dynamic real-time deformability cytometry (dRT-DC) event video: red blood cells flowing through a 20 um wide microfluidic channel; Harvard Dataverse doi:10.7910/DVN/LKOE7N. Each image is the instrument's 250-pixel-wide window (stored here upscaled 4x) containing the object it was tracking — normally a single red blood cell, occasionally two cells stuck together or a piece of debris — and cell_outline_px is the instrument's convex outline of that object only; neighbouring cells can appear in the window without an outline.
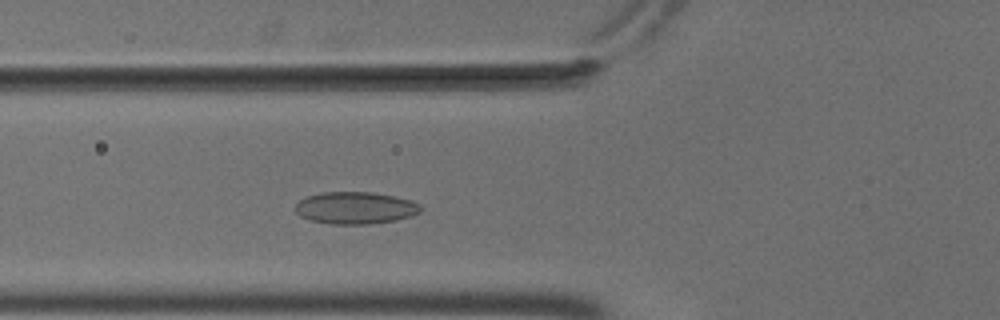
{"species": "common noctule bat (a hibernating species)", "species_latin": "Nyctalus noctula", "temperature_condition": "cold", "stored_images_in_passage": 48, "camera_frame_rate_fps": 3000, "um_per_image_px": 0.085, "animal": {"sex": "male", "body_mass_g": 18.8}, "frame": {"image": 1, "passage_image": 14, "time_ms": 4.333, "image_size_px": [1000, 320], "cell_outline_px": [[420, 212], [412, 216], [396, 220], [368, 224], [332, 224], [312, 220], [300, 216], [292, 208], [300, 200], [308, 196], [324, 192], [372, 192], [396, 196], [420, 204]], "centroid_in_image_um": [30.19, 17.67], "position_along_channel_um": 95.6, "area_um2": 23.41}}
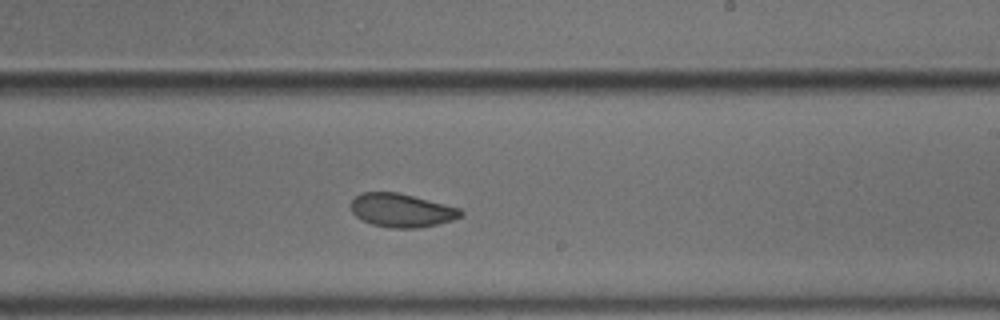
{"frame": {"image": 2, "passage_image": 27, "time_ms": 8.667, "image_size_px": [1000, 320], "cell_outline_px": [[464, 216], [452, 220], [436, 224], [416, 228], [392, 228], [372, 224], [356, 216], [352, 212], [352, 200], [360, 192], [400, 192], [460, 208], [464, 212]], "centroid_in_image_um": [34.16, 17.87], "position_along_channel_um": 254.8, "area_um2": 21.44}}
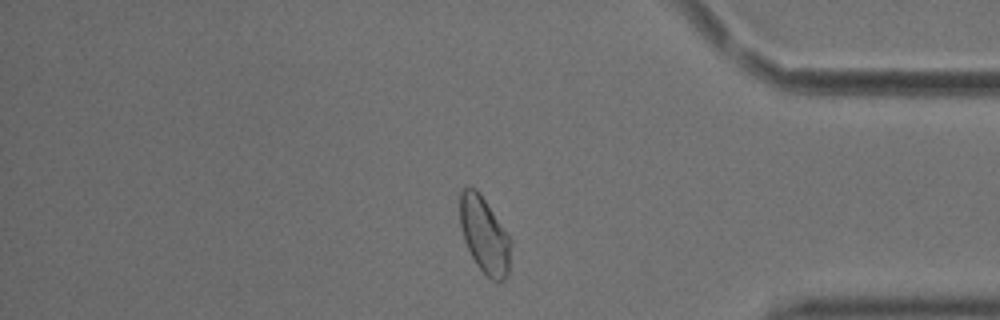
{"frame": {"image": 3, "passage_image": 40, "time_ms": 13.0, "image_size_px": [1000, 320], "cell_outline_px": [[512, 244], [508, 276], [504, 280], [492, 280], [476, 264], [464, 240], [460, 224], [460, 192], [464, 188], [476, 188], [512, 240]], "centroid_in_image_um": [41.2, 20.01], "position_along_channel_um": 394.0, "area_um2": 22.37}, "authors_computed_cell_mechanics": {"area_um2": 22.831, "velocity_mm_per_s": 3.669, "shape_relaxation_time_tau1_ms": 8.7113, "shape_relaxation_time_tau2_ms": 1.8947, "deformation_change_tau1": 0.1152, "deformation_change_tau2": 0.0642}}